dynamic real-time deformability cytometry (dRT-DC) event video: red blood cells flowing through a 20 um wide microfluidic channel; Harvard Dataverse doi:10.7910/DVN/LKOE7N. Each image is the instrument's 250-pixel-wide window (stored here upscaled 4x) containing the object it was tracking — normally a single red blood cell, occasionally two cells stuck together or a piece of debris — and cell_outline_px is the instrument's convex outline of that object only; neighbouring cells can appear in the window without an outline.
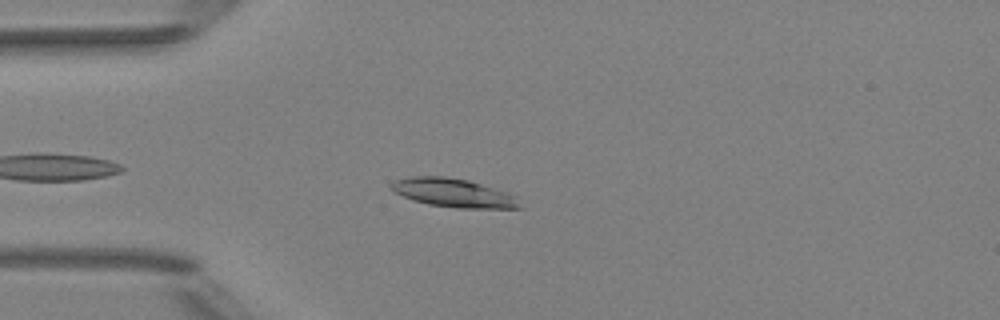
{"species": "Egyptian fruit bat (a non-hibernating species)", "species_latin": "Rousettus aegyptiacus", "temperature_condition": "room temperature", "stored_images_in_passage": 4, "camera_frame_rate_fps": 3000, "um_per_image_px": 0.085, "animal": {"sex": "female"}, "frame": {"image": 1, "passage_image": 3, "time_ms": 0.667, "image_size_px": [1000, 320], "cell_outline_px": [[524, 208], [456, 208], [428, 204], [412, 200], [392, 192], [388, 188], [396, 180], [408, 176], [444, 176], [468, 180], [508, 192], [516, 196]], "centroid_in_image_um": [38.53, 16.39], "position_along_channel_um": 46.5, "area_um2": 21.68}}